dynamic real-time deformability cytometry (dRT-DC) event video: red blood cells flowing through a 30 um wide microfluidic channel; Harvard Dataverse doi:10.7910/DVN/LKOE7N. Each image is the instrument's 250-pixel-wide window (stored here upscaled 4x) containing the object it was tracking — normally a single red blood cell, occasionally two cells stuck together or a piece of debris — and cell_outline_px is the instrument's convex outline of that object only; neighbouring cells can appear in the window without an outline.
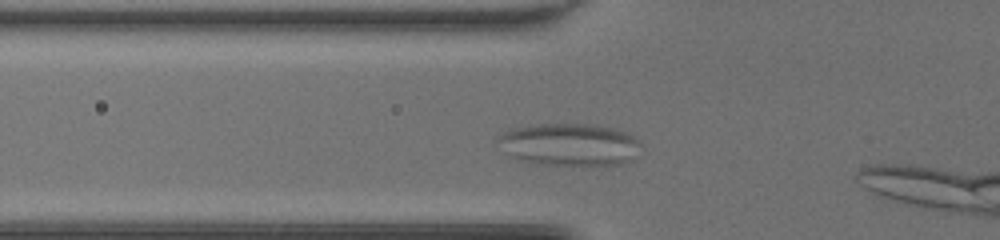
{"species": "common noctule bat (a hibernating species)", "species_latin": "Nyctalus noctula", "temperature_condition": "room temperature", "stored_images_in_passage": 23, "camera_frame_rate_fps": 3000, "um_per_image_px": 0.085, "animal": {"sex": "female", "body_mass_g": 20.0, "forearm_length_mm": 54.0}, "frame": {"image": 1, "passage_image": 2, "time_ms": 0.333, "image_size_px": [1000, 240], "cell_outline_px": [[640, 144], [632, 160], [620, 164], [540, 164], [520, 160], [512, 156], [496, 140], [504, 132], [512, 128], [540, 124], [596, 124], [616, 128], [636, 136], [640, 140]], "centroid_in_image_um": [48.45, 12.26], "position_along_channel_um": 77.3, "area_um2": 34.97}}
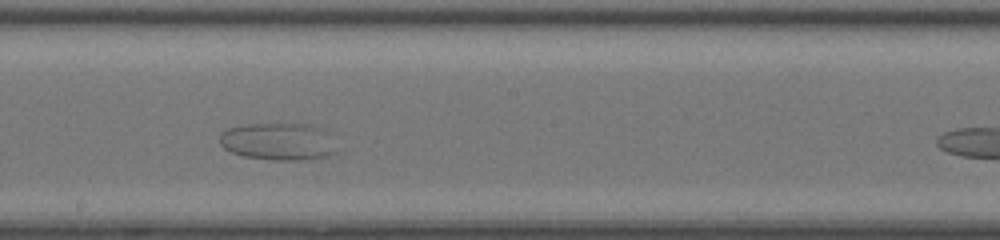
{"frame": {"image": 2, "passage_image": 13, "time_ms": 4.0, "image_size_px": [1000, 240], "cell_outline_px": [[336, 152], [328, 156], [308, 160], [272, 160], [244, 156], [232, 152], [224, 148], [220, 144], [220, 132], [228, 128], [244, 124], [308, 124], [324, 128]], "centroid_in_image_um": [23.62, 12.03], "position_along_channel_um": 224.6, "area_um2": 25.43}}
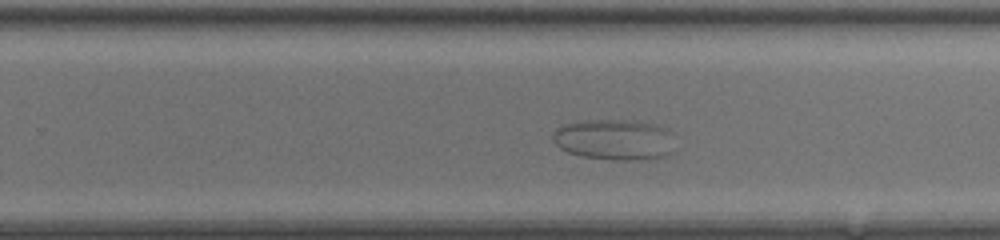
{"frame": {"image": 3, "passage_image": 17, "time_ms": 5.333, "image_size_px": [1000, 240], "cell_outline_px": [[672, 132], [668, 152], [664, 156], [640, 160], [612, 160], [580, 156], [568, 152], [560, 148], [552, 140], [552, 132], [556, 128], [564, 124], [584, 120], [624, 120], [656, 124]], "centroid_in_image_um": [52.13, 11.86], "position_along_channel_um": 277.7, "area_um2": 28.84}}